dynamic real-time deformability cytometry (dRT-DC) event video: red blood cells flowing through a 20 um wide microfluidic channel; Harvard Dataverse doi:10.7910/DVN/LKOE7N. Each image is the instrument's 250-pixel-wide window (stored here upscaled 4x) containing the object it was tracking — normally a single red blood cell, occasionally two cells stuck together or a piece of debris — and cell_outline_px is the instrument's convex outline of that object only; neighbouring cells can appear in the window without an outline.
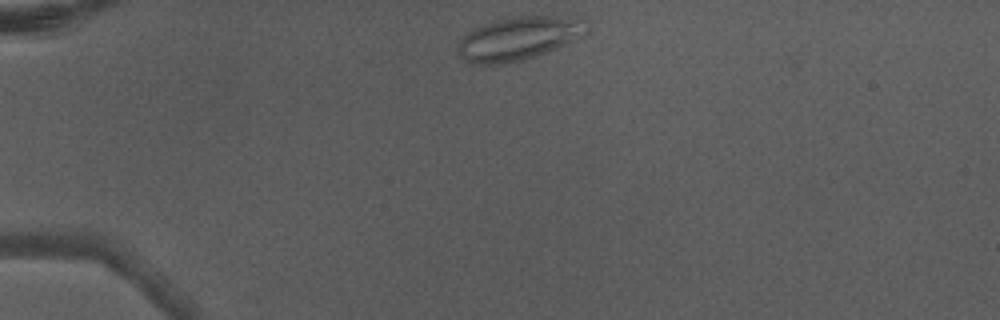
{"species": "Egyptian fruit bat (a non-hibernating species)", "species_latin": "Rousettus aegyptiacus", "temperature_condition": "warm", "stored_images_in_passage": 2, "camera_frame_rate_fps": 3000, "um_per_image_px": 0.085, "animal": {"sex": "male"}, "frame": {"image": 1, "passage_image": 1, "time_ms": 0.0, "image_size_px": [1000, 320], "cell_outline_px": [[588, 20], [576, 40], [548, 52], [536, 56], [520, 60], [500, 64], [476, 64], [464, 60], [460, 56], [456, 48], [456, 44], [464, 32], [480, 24], [492, 20], [528, 12], [568, 16]], "centroid_in_image_um": [44.02, 3.2], "position_along_channel_um": 41.0, "area_um2": 33.76}}